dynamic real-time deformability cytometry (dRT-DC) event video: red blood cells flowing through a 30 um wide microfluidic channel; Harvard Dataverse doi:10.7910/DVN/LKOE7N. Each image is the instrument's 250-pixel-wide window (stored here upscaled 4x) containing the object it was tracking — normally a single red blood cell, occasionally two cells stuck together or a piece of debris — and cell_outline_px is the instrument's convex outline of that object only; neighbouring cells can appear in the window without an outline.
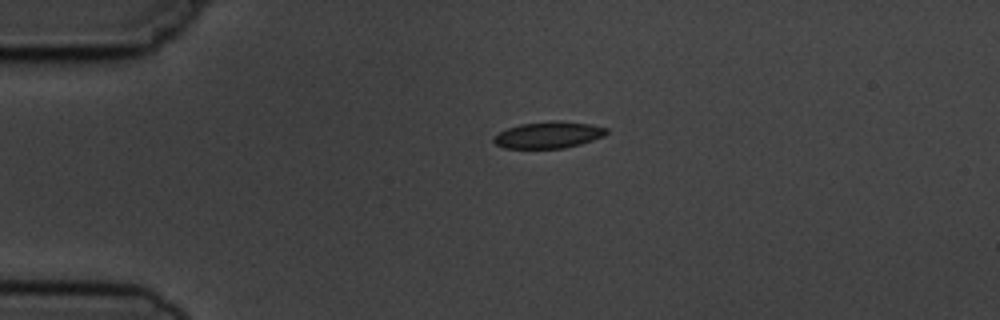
{"species": "common noctule bat (a hibernating species)", "species_latin": "Nyctalus noctula", "temperature_condition": "cold", "stored_images_in_passage": 2, "camera_frame_rate_fps": 3000, "um_per_image_px": 0.085, "animal": {"sex": "male", "body_mass_g": 19.5, "forearm_length_mm": 54.6}, "frame": {"image": 1, "passage_image": 1, "time_ms": 0.0, "image_size_px": [1000, 320], "cell_outline_px": [[608, 132], [604, 136], [580, 144], [564, 148], [504, 148], [496, 144], [492, 140], [492, 136], [508, 128], [520, 124], [552, 120], [588, 124], [608, 128]], "centroid_in_image_um": [46.6, 11.47], "position_along_channel_um": 38.4, "area_um2": 17.4}}